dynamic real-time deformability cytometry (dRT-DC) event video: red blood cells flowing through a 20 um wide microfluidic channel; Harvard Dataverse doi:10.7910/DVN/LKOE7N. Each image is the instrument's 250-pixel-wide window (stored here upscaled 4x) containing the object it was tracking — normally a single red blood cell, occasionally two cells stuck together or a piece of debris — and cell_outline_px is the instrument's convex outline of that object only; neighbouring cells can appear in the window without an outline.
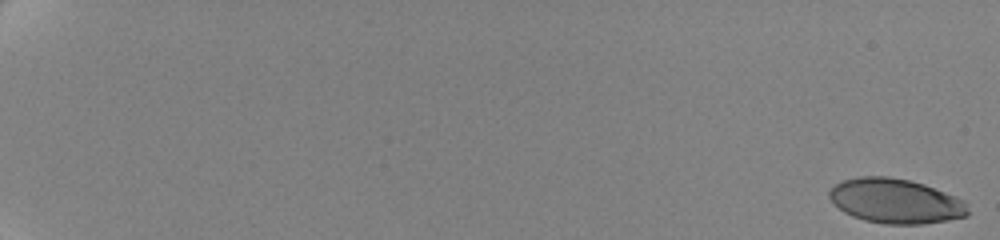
{"species": "human", "species_latin": "Homo sapiens", "temperature_condition": "cold", "stored_images_in_passage": 17, "camera_frame_rate_fps": 3000, "um_per_image_px": 0.085, "donor": {"sex": "female"}, "frame": {"image": 1, "passage_image": 1, "time_ms": 0.0, "image_size_px": [1000, 240], "cell_outline_px": [[968, 216], [948, 220], [920, 224], [884, 224], [864, 220], [852, 216], [844, 212], [828, 196], [828, 192], [840, 180], [860, 176], [888, 176], [908, 180], [924, 184], [956, 196], [964, 200], [968, 212]], "centroid_in_image_um": [76.12, 17.08], "position_along_channel_um": 8.9, "area_um2": 36.07}}